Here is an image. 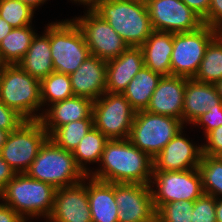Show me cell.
I'll return each mask as SVG.
<instances>
[{
  "instance_id": "cell-12",
  "label": "cell",
  "mask_w": 222,
  "mask_h": 222,
  "mask_svg": "<svg viewBox=\"0 0 222 222\" xmlns=\"http://www.w3.org/2000/svg\"><path fill=\"white\" fill-rule=\"evenodd\" d=\"M74 21L83 33L92 56L108 61L120 56L128 48L109 23L93 9H88L84 17Z\"/></svg>"
},
{
  "instance_id": "cell-22",
  "label": "cell",
  "mask_w": 222,
  "mask_h": 222,
  "mask_svg": "<svg viewBox=\"0 0 222 222\" xmlns=\"http://www.w3.org/2000/svg\"><path fill=\"white\" fill-rule=\"evenodd\" d=\"M173 38L174 33L153 31L140 46L144 56V66L162 76H170Z\"/></svg>"
},
{
  "instance_id": "cell-33",
  "label": "cell",
  "mask_w": 222,
  "mask_h": 222,
  "mask_svg": "<svg viewBox=\"0 0 222 222\" xmlns=\"http://www.w3.org/2000/svg\"><path fill=\"white\" fill-rule=\"evenodd\" d=\"M194 201H172L156 211V222H191Z\"/></svg>"
},
{
  "instance_id": "cell-35",
  "label": "cell",
  "mask_w": 222,
  "mask_h": 222,
  "mask_svg": "<svg viewBox=\"0 0 222 222\" xmlns=\"http://www.w3.org/2000/svg\"><path fill=\"white\" fill-rule=\"evenodd\" d=\"M24 121L25 119L21 115L0 100V129L11 132L16 130Z\"/></svg>"
},
{
  "instance_id": "cell-11",
  "label": "cell",
  "mask_w": 222,
  "mask_h": 222,
  "mask_svg": "<svg viewBox=\"0 0 222 222\" xmlns=\"http://www.w3.org/2000/svg\"><path fill=\"white\" fill-rule=\"evenodd\" d=\"M150 182L156 184L151 188L152 198L156 211L163 205L172 201H195L204 192L202 177L198 168L184 171H153Z\"/></svg>"
},
{
  "instance_id": "cell-27",
  "label": "cell",
  "mask_w": 222,
  "mask_h": 222,
  "mask_svg": "<svg viewBox=\"0 0 222 222\" xmlns=\"http://www.w3.org/2000/svg\"><path fill=\"white\" fill-rule=\"evenodd\" d=\"M194 79L216 84L222 79V35L218 33L206 47L200 68Z\"/></svg>"
},
{
  "instance_id": "cell-34",
  "label": "cell",
  "mask_w": 222,
  "mask_h": 222,
  "mask_svg": "<svg viewBox=\"0 0 222 222\" xmlns=\"http://www.w3.org/2000/svg\"><path fill=\"white\" fill-rule=\"evenodd\" d=\"M191 222H217L216 221V198L203 193L194 201Z\"/></svg>"
},
{
  "instance_id": "cell-13",
  "label": "cell",
  "mask_w": 222,
  "mask_h": 222,
  "mask_svg": "<svg viewBox=\"0 0 222 222\" xmlns=\"http://www.w3.org/2000/svg\"><path fill=\"white\" fill-rule=\"evenodd\" d=\"M147 9L154 31L193 32L202 27V19L181 0H149Z\"/></svg>"
},
{
  "instance_id": "cell-49",
  "label": "cell",
  "mask_w": 222,
  "mask_h": 222,
  "mask_svg": "<svg viewBox=\"0 0 222 222\" xmlns=\"http://www.w3.org/2000/svg\"><path fill=\"white\" fill-rule=\"evenodd\" d=\"M4 64L2 63V60L0 58V67H2Z\"/></svg>"
},
{
  "instance_id": "cell-26",
  "label": "cell",
  "mask_w": 222,
  "mask_h": 222,
  "mask_svg": "<svg viewBox=\"0 0 222 222\" xmlns=\"http://www.w3.org/2000/svg\"><path fill=\"white\" fill-rule=\"evenodd\" d=\"M36 33L31 25L13 28L0 43V58L4 65H16L27 53Z\"/></svg>"
},
{
  "instance_id": "cell-47",
  "label": "cell",
  "mask_w": 222,
  "mask_h": 222,
  "mask_svg": "<svg viewBox=\"0 0 222 222\" xmlns=\"http://www.w3.org/2000/svg\"><path fill=\"white\" fill-rule=\"evenodd\" d=\"M215 86H216L218 94H219V96L221 97V100H222V79L220 81H218L215 84Z\"/></svg>"
},
{
  "instance_id": "cell-37",
  "label": "cell",
  "mask_w": 222,
  "mask_h": 222,
  "mask_svg": "<svg viewBox=\"0 0 222 222\" xmlns=\"http://www.w3.org/2000/svg\"><path fill=\"white\" fill-rule=\"evenodd\" d=\"M193 124L204 126L205 135L222 125V108H213L200 116Z\"/></svg>"
},
{
  "instance_id": "cell-16",
  "label": "cell",
  "mask_w": 222,
  "mask_h": 222,
  "mask_svg": "<svg viewBox=\"0 0 222 222\" xmlns=\"http://www.w3.org/2000/svg\"><path fill=\"white\" fill-rule=\"evenodd\" d=\"M182 130L153 158V171H184L198 168L202 147L182 136Z\"/></svg>"
},
{
  "instance_id": "cell-28",
  "label": "cell",
  "mask_w": 222,
  "mask_h": 222,
  "mask_svg": "<svg viewBox=\"0 0 222 222\" xmlns=\"http://www.w3.org/2000/svg\"><path fill=\"white\" fill-rule=\"evenodd\" d=\"M109 139L103 135L98 129L93 127L80 141L76 149L73 151L76 164L80 169L89 174L86 163L100 162L106 142ZM85 164H84V162Z\"/></svg>"
},
{
  "instance_id": "cell-45",
  "label": "cell",
  "mask_w": 222,
  "mask_h": 222,
  "mask_svg": "<svg viewBox=\"0 0 222 222\" xmlns=\"http://www.w3.org/2000/svg\"><path fill=\"white\" fill-rule=\"evenodd\" d=\"M73 1H77L78 3L80 2L89 6L88 9H93L97 5L99 0H73Z\"/></svg>"
},
{
  "instance_id": "cell-15",
  "label": "cell",
  "mask_w": 222,
  "mask_h": 222,
  "mask_svg": "<svg viewBox=\"0 0 222 222\" xmlns=\"http://www.w3.org/2000/svg\"><path fill=\"white\" fill-rule=\"evenodd\" d=\"M81 182L61 187L54 195L50 222H92L88 198V185Z\"/></svg>"
},
{
  "instance_id": "cell-43",
  "label": "cell",
  "mask_w": 222,
  "mask_h": 222,
  "mask_svg": "<svg viewBox=\"0 0 222 222\" xmlns=\"http://www.w3.org/2000/svg\"><path fill=\"white\" fill-rule=\"evenodd\" d=\"M28 7H30L32 10H34L36 7H39V5L43 4L46 0H19Z\"/></svg>"
},
{
  "instance_id": "cell-21",
  "label": "cell",
  "mask_w": 222,
  "mask_h": 222,
  "mask_svg": "<svg viewBox=\"0 0 222 222\" xmlns=\"http://www.w3.org/2000/svg\"><path fill=\"white\" fill-rule=\"evenodd\" d=\"M144 67L141 47H128L120 56L107 61L106 92L123 93Z\"/></svg>"
},
{
  "instance_id": "cell-44",
  "label": "cell",
  "mask_w": 222,
  "mask_h": 222,
  "mask_svg": "<svg viewBox=\"0 0 222 222\" xmlns=\"http://www.w3.org/2000/svg\"><path fill=\"white\" fill-rule=\"evenodd\" d=\"M216 221L222 222V198L216 199Z\"/></svg>"
},
{
  "instance_id": "cell-18",
  "label": "cell",
  "mask_w": 222,
  "mask_h": 222,
  "mask_svg": "<svg viewBox=\"0 0 222 222\" xmlns=\"http://www.w3.org/2000/svg\"><path fill=\"white\" fill-rule=\"evenodd\" d=\"M107 61L90 56L69 75L74 96L95 101L106 92Z\"/></svg>"
},
{
  "instance_id": "cell-39",
  "label": "cell",
  "mask_w": 222,
  "mask_h": 222,
  "mask_svg": "<svg viewBox=\"0 0 222 222\" xmlns=\"http://www.w3.org/2000/svg\"><path fill=\"white\" fill-rule=\"evenodd\" d=\"M191 8L202 20L207 16L210 7V0H181Z\"/></svg>"
},
{
  "instance_id": "cell-1",
  "label": "cell",
  "mask_w": 222,
  "mask_h": 222,
  "mask_svg": "<svg viewBox=\"0 0 222 222\" xmlns=\"http://www.w3.org/2000/svg\"><path fill=\"white\" fill-rule=\"evenodd\" d=\"M100 162L101 168L88 174L107 183L150 184L153 159L134 146L128 138L108 140Z\"/></svg>"
},
{
  "instance_id": "cell-32",
  "label": "cell",
  "mask_w": 222,
  "mask_h": 222,
  "mask_svg": "<svg viewBox=\"0 0 222 222\" xmlns=\"http://www.w3.org/2000/svg\"><path fill=\"white\" fill-rule=\"evenodd\" d=\"M34 11L19 0H0V17L13 28L31 25Z\"/></svg>"
},
{
  "instance_id": "cell-38",
  "label": "cell",
  "mask_w": 222,
  "mask_h": 222,
  "mask_svg": "<svg viewBox=\"0 0 222 222\" xmlns=\"http://www.w3.org/2000/svg\"><path fill=\"white\" fill-rule=\"evenodd\" d=\"M202 21L218 31L222 29V0H210L208 14Z\"/></svg>"
},
{
  "instance_id": "cell-3",
  "label": "cell",
  "mask_w": 222,
  "mask_h": 222,
  "mask_svg": "<svg viewBox=\"0 0 222 222\" xmlns=\"http://www.w3.org/2000/svg\"><path fill=\"white\" fill-rule=\"evenodd\" d=\"M56 188L49 183L16 174L0 192V199L25 221L35 216L48 218L54 206ZM25 215V216H24ZM27 215V216H26Z\"/></svg>"
},
{
  "instance_id": "cell-20",
  "label": "cell",
  "mask_w": 222,
  "mask_h": 222,
  "mask_svg": "<svg viewBox=\"0 0 222 222\" xmlns=\"http://www.w3.org/2000/svg\"><path fill=\"white\" fill-rule=\"evenodd\" d=\"M93 100L82 96H73L54 103L45 114H40V121L50 136L58 127L67 123L93 119Z\"/></svg>"
},
{
  "instance_id": "cell-31",
  "label": "cell",
  "mask_w": 222,
  "mask_h": 222,
  "mask_svg": "<svg viewBox=\"0 0 222 222\" xmlns=\"http://www.w3.org/2000/svg\"><path fill=\"white\" fill-rule=\"evenodd\" d=\"M74 96L70 77L67 74L52 72L41 81V101L50 105ZM47 101V102H46Z\"/></svg>"
},
{
  "instance_id": "cell-14",
  "label": "cell",
  "mask_w": 222,
  "mask_h": 222,
  "mask_svg": "<svg viewBox=\"0 0 222 222\" xmlns=\"http://www.w3.org/2000/svg\"><path fill=\"white\" fill-rule=\"evenodd\" d=\"M150 184L115 183L118 222H156Z\"/></svg>"
},
{
  "instance_id": "cell-42",
  "label": "cell",
  "mask_w": 222,
  "mask_h": 222,
  "mask_svg": "<svg viewBox=\"0 0 222 222\" xmlns=\"http://www.w3.org/2000/svg\"><path fill=\"white\" fill-rule=\"evenodd\" d=\"M13 27L0 17V43L12 31Z\"/></svg>"
},
{
  "instance_id": "cell-40",
  "label": "cell",
  "mask_w": 222,
  "mask_h": 222,
  "mask_svg": "<svg viewBox=\"0 0 222 222\" xmlns=\"http://www.w3.org/2000/svg\"><path fill=\"white\" fill-rule=\"evenodd\" d=\"M0 222H27L10 206L0 203Z\"/></svg>"
},
{
  "instance_id": "cell-30",
  "label": "cell",
  "mask_w": 222,
  "mask_h": 222,
  "mask_svg": "<svg viewBox=\"0 0 222 222\" xmlns=\"http://www.w3.org/2000/svg\"><path fill=\"white\" fill-rule=\"evenodd\" d=\"M198 169L202 177L203 192L216 199L222 197V157L202 155Z\"/></svg>"
},
{
  "instance_id": "cell-36",
  "label": "cell",
  "mask_w": 222,
  "mask_h": 222,
  "mask_svg": "<svg viewBox=\"0 0 222 222\" xmlns=\"http://www.w3.org/2000/svg\"><path fill=\"white\" fill-rule=\"evenodd\" d=\"M208 142L202 145V155L221 156L222 155V125L213 129L205 135Z\"/></svg>"
},
{
  "instance_id": "cell-8",
  "label": "cell",
  "mask_w": 222,
  "mask_h": 222,
  "mask_svg": "<svg viewBox=\"0 0 222 222\" xmlns=\"http://www.w3.org/2000/svg\"><path fill=\"white\" fill-rule=\"evenodd\" d=\"M48 138L40 120H25L9 133L0 155L16 174L25 173Z\"/></svg>"
},
{
  "instance_id": "cell-29",
  "label": "cell",
  "mask_w": 222,
  "mask_h": 222,
  "mask_svg": "<svg viewBox=\"0 0 222 222\" xmlns=\"http://www.w3.org/2000/svg\"><path fill=\"white\" fill-rule=\"evenodd\" d=\"M93 127V119L77 120L58 127L49 138L62 149L73 152Z\"/></svg>"
},
{
  "instance_id": "cell-24",
  "label": "cell",
  "mask_w": 222,
  "mask_h": 222,
  "mask_svg": "<svg viewBox=\"0 0 222 222\" xmlns=\"http://www.w3.org/2000/svg\"><path fill=\"white\" fill-rule=\"evenodd\" d=\"M21 69L40 82L54 72L49 42V25L44 35L34 36L25 56L17 64Z\"/></svg>"
},
{
  "instance_id": "cell-10",
  "label": "cell",
  "mask_w": 222,
  "mask_h": 222,
  "mask_svg": "<svg viewBox=\"0 0 222 222\" xmlns=\"http://www.w3.org/2000/svg\"><path fill=\"white\" fill-rule=\"evenodd\" d=\"M218 33V30L207 25L193 32L174 33L171 75L194 78L200 68L206 47Z\"/></svg>"
},
{
  "instance_id": "cell-19",
  "label": "cell",
  "mask_w": 222,
  "mask_h": 222,
  "mask_svg": "<svg viewBox=\"0 0 222 222\" xmlns=\"http://www.w3.org/2000/svg\"><path fill=\"white\" fill-rule=\"evenodd\" d=\"M213 108H222V100L215 84L186 80L182 122L194 123L204 113Z\"/></svg>"
},
{
  "instance_id": "cell-25",
  "label": "cell",
  "mask_w": 222,
  "mask_h": 222,
  "mask_svg": "<svg viewBox=\"0 0 222 222\" xmlns=\"http://www.w3.org/2000/svg\"><path fill=\"white\" fill-rule=\"evenodd\" d=\"M161 78V74L144 66L129 82L122 94L136 112L146 110Z\"/></svg>"
},
{
  "instance_id": "cell-7",
  "label": "cell",
  "mask_w": 222,
  "mask_h": 222,
  "mask_svg": "<svg viewBox=\"0 0 222 222\" xmlns=\"http://www.w3.org/2000/svg\"><path fill=\"white\" fill-rule=\"evenodd\" d=\"M183 129L180 119L138 111L128 140L152 159Z\"/></svg>"
},
{
  "instance_id": "cell-17",
  "label": "cell",
  "mask_w": 222,
  "mask_h": 222,
  "mask_svg": "<svg viewBox=\"0 0 222 222\" xmlns=\"http://www.w3.org/2000/svg\"><path fill=\"white\" fill-rule=\"evenodd\" d=\"M187 79L175 75L162 76L151 96L146 111L177 118L182 121Z\"/></svg>"
},
{
  "instance_id": "cell-23",
  "label": "cell",
  "mask_w": 222,
  "mask_h": 222,
  "mask_svg": "<svg viewBox=\"0 0 222 222\" xmlns=\"http://www.w3.org/2000/svg\"><path fill=\"white\" fill-rule=\"evenodd\" d=\"M87 184L92 222H118L115 183L90 178Z\"/></svg>"
},
{
  "instance_id": "cell-41",
  "label": "cell",
  "mask_w": 222,
  "mask_h": 222,
  "mask_svg": "<svg viewBox=\"0 0 222 222\" xmlns=\"http://www.w3.org/2000/svg\"><path fill=\"white\" fill-rule=\"evenodd\" d=\"M15 175L14 170L0 155V192Z\"/></svg>"
},
{
  "instance_id": "cell-4",
  "label": "cell",
  "mask_w": 222,
  "mask_h": 222,
  "mask_svg": "<svg viewBox=\"0 0 222 222\" xmlns=\"http://www.w3.org/2000/svg\"><path fill=\"white\" fill-rule=\"evenodd\" d=\"M25 174L30 178L49 183L56 189L72 186L85 178L87 180L90 178L76 164L73 152L57 146L50 138L42 145Z\"/></svg>"
},
{
  "instance_id": "cell-5",
  "label": "cell",
  "mask_w": 222,
  "mask_h": 222,
  "mask_svg": "<svg viewBox=\"0 0 222 222\" xmlns=\"http://www.w3.org/2000/svg\"><path fill=\"white\" fill-rule=\"evenodd\" d=\"M0 100L25 120H40L35 114L42 106L41 82L16 65H3L0 77Z\"/></svg>"
},
{
  "instance_id": "cell-6",
  "label": "cell",
  "mask_w": 222,
  "mask_h": 222,
  "mask_svg": "<svg viewBox=\"0 0 222 222\" xmlns=\"http://www.w3.org/2000/svg\"><path fill=\"white\" fill-rule=\"evenodd\" d=\"M54 71L70 75L91 56L83 33L74 19L49 24Z\"/></svg>"
},
{
  "instance_id": "cell-48",
  "label": "cell",
  "mask_w": 222,
  "mask_h": 222,
  "mask_svg": "<svg viewBox=\"0 0 222 222\" xmlns=\"http://www.w3.org/2000/svg\"><path fill=\"white\" fill-rule=\"evenodd\" d=\"M132 1L147 4L149 0H132Z\"/></svg>"
},
{
  "instance_id": "cell-9",
  "label": "cell",
  "mask_w": 222,
  "mask_h": 222,
  "mask_svg": "<svg viewBox=\"0 0 222 222\" xmlns=\"http://www.w3.org/2000/svg\"><path fill=\"white\" fill-rule=\"evenodd\" d=\"M135 114L122 93L105 92L93 102L94 127L109 140L128 138Z\"/></svg>"
},
{
  "instance_id": "cell-2",
  "label": "cell",
  "mask_w": 222,
  "mask_h": 222,
  "mask_svg": "<svg viewBox=\"0 0 222 222\" xmlns=\"http://www.w3.org/2000/svg\"><path fill=\"white\" fill-rule=\"evenodd\" d=\"M93 10L128 47H140L154 31L146 4L132 0H99Z\"/></svg>"
},
{
  "instance_id": "cell-46",
  "label": "cell",
  "mask_w": 222,
  "mask_h": 222,
  "mask_svg": "<svg viewBox=\"0 0 222 222\" xmlns=\"http://www.w3.org/2000/svg\"><path fill=\"white\" fill-rule=\"evenodd\" d=\"M10 132L0 129V150L3 147Z\"/></svg>"
}]
</instances>
